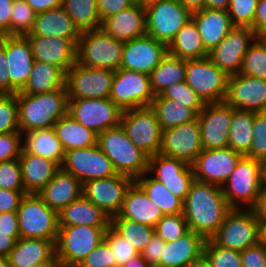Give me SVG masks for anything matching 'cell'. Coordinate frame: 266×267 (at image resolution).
Segmentation results:
<instances>
[{
    "mask_svg": "<svg viewBox=\"0 0 266 267\" xmlns=\"http://www.w3.org/2000/svg\"><path fill=\"white\" fill-rule=\"evenodd\" d=\"M149 77L153 94L160 95L170 85L185 81L186 60L168 53Z\"/></svg>",
    "mask_w": 266,
    "mask_h": 267,
    "instance_id": "cell-39",
    "label": "cell"
},
{
    "mask_svg": "<svg viewBox=\"0 0 266 267\" xmlns=\"http://www.w3.org/2000/svg\"><path fill=\"white\" fill-rule=\"evenodd\" d=\"M242 157L229 147L202 150L191 164L195 180L222 186Z\"/></svg>",
    "mask_w": 266,
    "mask_h": 267,
    "instance_id": "cell-19",
    "label": "cell"
},
{
    "mask_svg": "<svg viewBox=\"0 0 266 267\" xmlns=\"http://www.w3.org/2000/svg\"><path fill=\"white\" fill-rule=\"evenodd\" d=\"M253 30L258 36L266 31V0H258Z\"/></svg>",
    "mask_w": 266,
    "mask_h": 267,
    "instance_id": "cell-64",
    "label": "cell"
},
{
    "mask_svg": "<svg viewBox=\"0 0 266 267\" xmlns=\"http://www.w3.org/2000/svg\"><path fill=\"white\" fill-rule=\"evenodd\" d=\"M258 0H230L229 16L234 26L253 29Z\"/></svg>",
    "mask_w": 266,
    "mask_h": 267,
    "instance_id": "cell-51",
    "label": "cell"
},
{
    "mask_svg": "<svg viewBox=\"0 0 266 267\" xmlns=\"http://www.w3.org/2000/svg\"><path fill=\"white\" fill-rule=\"evenodd\" d=\"M60 168L83 183L117 174L112 161L96 144L87 148L67 150Z\"/></svg>",
    "mask_w": 266,
    "mask_h": 267,
    "instance_id": "cell-14",
    "label": "cell"
},
{
    "mask_svg": "<svg viewBox=\"0 0 266 267\" xmlns=\"http://www.w3.org/2000/svg\"><path fill=\"white\" fill-rule=\"evenodd\" d=\"M258 222H266V188H262L255 206L252 208Z\"/></svg>",
    "mask_w": 266,
    "mask_h": 267,
    "instance_id": "cell-66",
    "label": "cell"
},
{
    "mask_svg": "<svg viewBox=\"0 0 266 267\" xmlns=\"http://www.w3.org/2000/svg\"><path fill=\"white\" fill-rule=\"evenodd\" d=\"M203 150L198 118L162 131L160 154L191 165Z\"/></svg>",
    "mask_w": 266,
    "mask_h": 267,
    "instance_id": "cell-20",
    "label": "cell"
},
{
    "mask_svg": "<svg viewBox=\"0 0 266 267\" xmlns=\"http://www.w3.org/2000/svg\"><path fill=\"white\" fill-rule=\"evenodd\" d=\"M13 3L14 0H0V36L10 35Z\"/></svg>",
    "mask_w": 266,
    "mask_h": 267,
    "instance_id": "cell-62",
    "label": "cell"
},
{
    "mask_svg": "<svg viewBox=\"0 0 266 267\" xmlns=\"http://www.w3.org/2000/svg\"><path fill=\"white\" fill-rule=\"evenodd\" d=\"M37 13L62 7L63 0H26Z\"/></svg>",
    "mask_w": 266,
    "mask_h": 267,
    "instance_id": "cell-65",
    "label": "cell"
},
{
    "mask_svg": "<svg viewBox=\"0 0 266 267\" xmlns=\"http://www.w3.org/2000/svg\"><path fill=\"white\" fill-rule=\"evenodd\" d=\"M61 267H79V266H61Z\"/></svg>",
    "mask_w": 266,
    "mask_h": 267,
    "instance_id": "cell-78",
    "label": "cell"
},
{
    "mask_svg": "<svg viewBox=\"0 0 266 267\" xmlns=\"http://www.w3.org/2000/svg\"><path fill=\"white\" fill-rule=\"evenodd\" d=\"M55 255L61 266H78L104 239L109 227L58 226Z\"/></svg>",
    "mask_w": 266,
    "mask_h": 267,
    "instance_id": "cell-5",
    "label": "cell"
},
{
    "mask_svg": "<svg viewBox=\"0 0 266 267\" xmlns=\"http://www.w3.org/2000/svg\"><path fill=\"white\" fill-rule=\"evenodd\" d=\"M117 215L120 218L136 221L153 228L164 216L158 205L149 199L136 182L128 189L122 208Z\"/></svg>",
    "mask_w": 266,
    "mask_h": 267,
    "instance_id": "cell-30",
    "label": "cell"
},
{
    "mask_svg": "<svg viewBox=\"0 0 266 267\" xmlns=\"http://www.w3.org/2000/svg\"><path fill=\"white\" fill-rule=\"evenodd\" d=\"M257 37L252 28L235 26L207 57L228 76L236 75L240 73L243 58L251 42Z\"/></svg>",
    "mask_w": 266,
    "mask_h": 267,
    "instance_id": "cell-16",
    "label": "cell"
},
{
    "mask_svg": "<svg viewBox=\"0 0 266 267\" xmlns=\"http://www.w3.org/2000/svg\"><path fill=\"white\" fill-rule=\"evenodd\" d=\"M260 37L266 42V34H262Z\"/></svg>",
    "mask_w": 266,
    "mask_h": 267,
    "instance_id": "cell-77",
    "label": "cell"
},
{
    "mask_svg": "<svg viewBox=\"0 0 266 267\" xmlns=\"http://www.w3.org/2000/svg\"><path fill=\"white\" fill-rule=\"evenodd\" d=\"M189 267H212L208 259L202 255L200 258L195 260Z\"/></svg>",
    "mask_w": 266,
    "mask_h": 267,
    "instance_id": "cell-73",
    "label": "cell"
},
{
    "mask_svg": "<svg viewBox=\"0 0 266 267\" xmlns=\"http://www.w3.org/2000/svg\"><path fill=\"white\" fill-rule=\"evenodd\" d=\"M230 0H204V8L228 10Z\"/></svg>",
    "mask_w": 266,
    "mask_h": 267,
    "instance_id": "cell-68",
    "label": "cell"
},
{
    "mask_svg": "<svg viewBox=\"0 0 266 267\" xmlns=\"http://www.w3.org/2000/svg\"><path fill=\"white\" fill-rule=\"evenodd\" d=\"M119 267H152L141 254L129 259L124 265Z\"/></svg>",
    "mask_w": 266,
    "mask_h": 267,
    "instance_id": "cell-70",
    "label": "cell"
},
{
    "mask_svg": "<svg viewBox=\"0 0 266 267\" xmlns=\"http://www.w3.org/2000/svg\"><path fill=\"white\" fill-rule=\"evenodd\" d=\"M168 53L181 59H201L208 56L193 19L188 21L168 46Z\"/></svg>",
    "mask_w": 266,
    "mask_h": 267,
    "instance_id": "cell-38",
    "label": "cell"
},
{
    "mask_svg": "<svg viewBox=\"0 0 266 267\" xmlns=\"http://www.w3.org/2000/svg\"><path fill=\"white\" fill-rule=\"evenodd\" d=\"M81 32L75 26L74 21L62 8L37 13L35 25L27 36L57 37L78 41Z\"/></svg>",
    "mask_w": 266,
    "mask_h": 267,
    "instance_id": "cell-32",
    "label": "cell"
},
{
    "mask_svg": "<svg viewBox=\"0 0 266 267\" xmlns=\"http://www.w3.org/2000/svg\"><path fill=\"white\" fill-rule=\"evenodd\" d=\"M55 256V243L52 240L19 238L8 255L10 267H31Z\"/></svg>",
    "mask_w": 266,
    "mask_h": 267,
    "instance_id": "cell-34",
    "label": "cell"
},
{
    "mask_svg": "<svg viewBox=\"0 0 266 267\" xmlns=\"http://www.w3.org/2000/svg\"><path fill=\"white\" fill-rule=\"evenodd\" d=\"M31 267H61V265L55 255L50 261H45V262H41L38 264H34Z\"/></svg>",
    "mask_w": 266,
    "mask_h": 267,
    "instance_id": "cell-71",
    "label": "cell"
},
{
    "mask_svg": "<svg viewBox=\"0 0 266 267\" xmlns=\"http://www.w3.org/2000/svg\"><path fill=\"white\" fill-rule=\"evenodd\" d=\"M120 124L129 139L148 157L160 152L162 129L150 106L124 111Z\"/></svg>",
    "mask_w": 266,
    "mask_h": 267,
    "instance_id": "cell-11",
    "label": "cell"
},
{
    "mask_svg": "<svg viewBox=\"0 0 266 267\" xmlns=\"http://www.w3.org/2000/svg\"><path fill=\"white\" fill-rule=\"evenodd\" d=\"M215 244L236 251L259 243V222L252 209H232L210 238Z\"/></svg>",
    "mask_w": 266,
    "mask_h": 267,
    "instance_id": "cell-10",
    "label": "cell"
},
{
    "mask_svg": "<svg viewBox=\"0 0 266 267\" xmlns=\"http://www.w3.org/2000/svg\"><path fill=\"white\" fill-rule=\"evenodd\" d=\"M36 61L53 64L65 73L77 62L78 41L57 37L26 36Z\"/></svg>",
    "mask_w": 266,
    "mask_h": 267,
    "instance_id": "cell-25",
    "label": "cell"
},
{
    "mask_svg": "<svg viewBox=\"0 0 266 267\" xmlns=\"http://www.w3.org/2000/svg\"><path fill=\"white\" fill-rule=\"evenodd\" d=\"M189 231L183 214L164 215L154 228V233L165 242L174 241Z\"/></svg>",
    "mask_w": 266,
    "mask_h": 267,
    "instance_id": "cell-49",
    "label": "cell"
},
{
    "mask_svg": "<svg viewBox=\"0 0 266 267\" xmlns=\"http://www.w3.org/2000/svg\"><path fill=\"white\" fill-rule=\"evenodd\" d=\"M192 19L208 53L215 49L235 27L228 10L204 8L192 13Z\"/></svg>",
    "mask_w": 266,
    "mask_h": 267,
    "instance_id": "cell-26",
    "label": "cell"
},
{
    "mask_svg": "<svg viewBox=\"0 0 266 267\" xmlns=\"http://www.w3.org/2000/svg\"><path fill=\"white\" fill-rule=\"evenodd\" d=\"M203 255L208 259L212 267H242L239 251L221 247L211 239H206Z\"/></svg>",
    "mask_w": 266,
    "mask_h": 267,
    "instance_id": "cell-47",
    "label": "cell"
},
{
    "mask_svg": "<svg viewBox=\"0 0 266 267\" xmlns=\"http://www.w3.org/2000/svg\"><path fill=\"white\" fill-rule=\"evenodd\" d=\"M111 218L83 195L58 212V226L110 227Z\"/></svg>",
    "mask_w": 266,
    "mask_h": 267,
    "instance_id": "cell-33",
    "label": "cell"
},
{
    "mask_svg": "<svg viewBox=\"0 0 266 267\" xmlns=\"http://www.w3.org/2000/svg\"><path fill=\"white\" fill-rule=\"evenodd\" d=\"M0 46L8 62L11 94H16L25 87L35 62L31 44L26 36L3 35L0 36Z\"/></svg>",
    "mask_w": 266,
    "mask_h": 267,
    "instance_id": "cell-21",
    "label": "cell"
},
{
    "mask_svg": "<svg viewBox=\"0 0 266 267\" xmlns=\"http://www.w3.org/2000/svg\"><path fill=\"white\" fill-rule=\"evenodd\" d=\"M242 267H266V247L256 244L240 252Z\"/></svg>",
    "mask_w": 266,
    "mask_h": 267,
    "instance_id": "cell-57",
    "label": "cell"
},
{
    "mask_svg": "<svg viewBox=\"0 0 266 267\" xmlns=\"http://www.w3.org/2000/svg\"><path fill=\"white\" fill-rule=\"evenodd\" d=\"M129 0H97L98 12L101 21L130 7Z\"/></svg>",
    "mask_w": 266,
    "mask_h": 267,
    "instance_id": "cell-60",
    "label": "cell"
},
{
    "mask_svg": "<svg viewBox=\"0 0 266 267\" xmlns=\"http://www.w3.org/2000/svg\"><path fill=\"white\" fill-rule=\"evenodd\" d=\"M252 135V145L245 156L261 161L266 158V115L264 112H254Z\"/></svg>",
    "mask_w": 266,
    "mask_h": 267,
    "instance_id": "cell-53",
    "label": "cell"
},
{
    "mask_svg": "<svg viewBox=\"0 0 266 267\" xmlns=\"http://www.w3.org/2000/svg\"><path fill=\"white\" fill-rule=\"evenodd\" d=\"M20 132L16 94L0 95V134Z\"/></svg>",
    "mask_w": 266,
    "mask_h": 267,
    "instance_id": "cell-50",
    "label": "cell"
},
{
    "mask_svg": "<svg viewBox=\"0 0 266 267\" xmlns=\"http://www.w3.org/2000/svg\"><path fill=\"white\" fill-rule=\"evenodd\" d=\"M0 267H10L8 257L0 255Z\"/></svg>",
    "mask_w": 266,
    "mask_h": 267,
    "instance_id": "cell-76",
    "label": "cell"
},
{
    "mask_svg": "<svg viewBox=\"0 0 266 267\" xmlns=\"http://www.w3.org/2000/svg\"><path fill=\"white\" fill-rule=\"evenodd\" d=\"M254 112L236 110L232 107L228 147L245 156L252 145Z\"/></svg>",
    "mask_w": 266,
    "mask_h": 267,
    "instance_id": "cell-41",
    "label": "cell"
},
{
    "mask_svg": "<svg viewBox=\"0 0 266 267\" xmlns=\"http://www.w3.org/2000/svg\"><path fill=\"white\" fill-rule=\"evenodd\" d=\"M18 159L26 194H38L60 169L55 161L31 154L24 149Z\"/></svg>",
    "mask_w": 266,
    "mask_h": 267,
    "instance_id": "cell-31",
    "label": "cell"
},
{
    "mask_svg": "<svg viewBox=\"0 0 266 267\" xmlns=\"http://www.w3.org/2000/svg\"><path fill=\"white\" fill-rule=\"evenodd\" d=\"M53 129L64 151L87 148L97 144V134L77 122L68 113L55 123Z\"/></svg>",
    "mask_w": 266,
    "mask_h": 267,
    "instance_id": "cell-36",
    "label": "cell"
},
{
    "mask_svg": "<svg viewBox=\"0 0 266 267\" xmlns=\"http://www.w3.org/2000/svg\"><path fill=\"white\" fill-rule=\"evenodd\" d=\"M11 14L10 36H27L31 33L37 12H35L26 0H14Z\"/></svg>",
    "mask_w": 266,
    "mask_h": 267,
    "instance_id": "cell-46",
    "label": "cell"
},
{
    "mask_svg": "<svg viewBox=\"0 0 266 267\" xmlns=\"http://www.w3.org/2000/svg\"><path fill=\"white\" fill-rule=\"evenodd\" d=\"M155 98H169L176 102L193 109L197 114L204 108L205 103L196 92L184 81L167 87L160 95Z\"/></svg>",
    "mask_w": 266,
    "mask_h": 267,
    "instance_id": "cell-48",
    "label": "cell"
},
{
    "mask_svg": "<svg viewBox=\"0 0 266 267\" xmlns=\"http://www.w3.org/2000/svg\"><path fill=\"white\" fill-rule=\"evenodd\" d=\"M0 189L25 190L19 159L0 162Z\"/></svg>",
    "mask_w": 266,
    "mask_h": 267,
    "instance_id": "cell-54",
    "label": "cell"
},
{
    "mask_svg": "<svg viewBox=\"0 0 266 267\" xmlns=\"http://www.w3.org/2000/svg\"><path fill=\"white\" fill-rule=\"evenodd\" d=\"M260 174L262 188H266V158L260 161Z\"/></svg>",
    "mask_w": 266,
    "mask_h": 267,
    "instance_id": "cell-74",
    "label": "cell"
},
{
    "mask_svg": "<svg viewBox=\"0 0 266 267\" xmlns=\"http://www.w3.org/2000/svg\"><path fill=\"white\" fill-rule=\"evenodd\" d=\"M83 184L61 168L38 193L43 201L57 213L82 196Z\"/></svg>",
    "mask_w": 266,
    "mask_h": 267,
    "instance_id": "cell-29",
    "label": "cell"
},
{
    "mask_svg": "<svg viewBox=\"0 0 266 267\" xmlns=\"http://www.w3.org/2000/svg\"><path fill=\"white\" fill-rule=\"evenodd\" d=\"M191 13L204 9V0H178Z\"/></svg>",
    "mask_w": 266,
    "mask_h": 267,
    "instance_id": "cell-69",
    "label": "cell"
},
{
    "mask_svg": "<svg viewBox=\"0 0 266 267\" xmlns=\"http://www.w3.org/2000/svg\"><path fill=\"white\" fill-rule=\"evenodd\" d=\"M62 8L80 32L101 28L97 0H63Z\"/></svg>",
    "mask_w": 266,
    "mask_h": 267,
    "instance_id": "cell-43",
    "label": "cell"
},
{
    "mask_svg": "<svg viewBox=\"0 0 266 267\" xmlns=\"http://www.w3.org/2000/svg\"><path fill=\"white\" fill-rule=\"evenodd\" d=\"M115 71L90 68L75 63L67 72L65 86L68 99L109 98Z\"/></svg>",
    "mask_w": 266,
    "mask_h": 267,
    "instance_id": "cell-12",
    "label": "cell"
},
{
    "mask_svg": "<svg viewBox=\"0 0 266 267\" xmlns=\"http://www.w3.org/2000/svg\"><path fill=\"white\" fill-rule=\"evenodd\" d=\"M23 134L8 132L0 134V162L18 159L23 149Z\"/></svg>",
    "mask_w": 266,
    "mask_h": 267,
    "instance_id": "cell-56",
    "label": "cell"
},
{
    "mask_svg": "<svg viewBox=\"0 0 266 267\" xmlns=\"http://www.w3.org/2000/svg\"><path fill=\"white\" fill-rule=\"evenodd\" d=\"M109 99L123 112L151 106L155 95L149 75L122 68L116 70Z\"/></svg>",
    "mask_w": 266,
    "mask_h": 267,
    "instance_id": "cell-13",
    "label": "cell"
},
{
    "mask_svg": "<svg viewBox=\"0 0 266 267\" xmlns=\"http://www.w3.org/2000/svg\"><path fill=\"white\" fill-rule=\"evenodd\" d=\"M131 6H138L142 8H146L149 4V0H129Z\"/></svg>",
    "mask_w": 266,
    "mask_h": 267,
    "instance_id": "cell-75",
    "label": "cell"
},
{
    "mask_svg": "<svg viewBox=\"0 0 266 267\" xmlns=\"http://www.w3.org/2000/svg\"><path fill=\"white\" fill-rule=\"evenodd\" d=\"M24 138L26 152L51 159L61 166L65 151L53 128L27 132Z\"/></svg>",
    "mask_w": 266,
    "mask_h": 267,
    "instance_id": "cell-37",
    "label": "cell"
},
{
    "mask_svg": "<svg viewBox=\"0 0 266 267\" xmlns=\"http://www.w3.org/2000/svg\"><path fill=\"white\" fill-rule=\"evenodd\" d=\"M25 195V190L0 189V213L17 212Z\"/></svg>",
    "mask_w": 266,
    "mask_h": 267,
    "instance_id": "cell-59",
    "label": "cell"
},
{
    "mask_svg": "<svg viewBox=\"0 0 266 267\" xmlns=\"http://www.w3.org/2000/svg\"><path fill=\"white\" fill-rule=\"evenodd\" d=\"M104 240L109 244L116 260V267L124 265L139 253L126 239L119 235L111 226L105 231Z\"/></svg>",
    "mask_w": 266,
    "mask_h": 267,
    "instance_id": "cell-52",
    "label": "cell"
},
{
    "mask_svg": "<svg viewBox=\"0 0 266 267\" xmlns=\"http://www.w3.org/2000/svg\"><path fill=\"white\" fill-rule=\"evenodd\" d=\"M101 29L118 41L126 42L146 35V10L130 6L105 18Z\"/></svg>",
    "mask_w": 266,
    "mask_h": 267,
    "instance_id": "cell-28",
    "label": "cell"
},
{
    "mask_svg": "<svg viewBox=\"0 0 266 267\" xmlns=\"http://www.w3.org/2000/svg\"><path fill=\"white\" fill-rule=\"evenodd\" d=\"M68 100V114L97 135L120 125L123 111L109 98Z\"/></svg>",
    "mask_w": 266,
    "mask_h": 267,
    "instance_id": "cell-15",
    "label": "cell"
},
{
    "mask_svg": "<svg viewBox=\"0 0 266 267\" xmlns=\"http://www.w3.org/2000/svg\"><path fill=\"white\" fill-rule=\"evenodd\" d=\"M165 245L166 242L154 233L150 239V242L140 254L152 267H157L160 263Z\"/></svg>",
    "mask_w": 266,
    "mask_h": 267,
    "instance_id": "cell-58",
    "label": "cell"
},
{
    "mask_svg": "<svg viewBox=\"0 0 266 267\" xmlns=\"http://www.w3.org/2000/svg\"><path fill=\"white\" fill-rule=\"evenodd\" d=\"M135 182L129 176L116 174L83 183L82 195L111 217L117 215L128 189Z\"/></svg>",
    "mask_w": 266,
    "mask_h": 267,
    "instance_id": "cell-17",
    "label": "cell"
},
{
    "mask_svg": "<svg viewBox=\"0 0 266 267\" xmlns=\"http://www.w3.org/2000/svg\"><path fill=\"white\" fill-rule=\"evenodd\" d=\"M145 10L147 35L167 46L192 19V13L178 0H155Z\"/></svg>",
    "mask_w": 266,
    "mask_h": 267,
    "instance_id": "cell-8",
    "label": "cell"
},
{
    "mask_svg": "<svg viewBox=\"0 0 266 267\" xmlns=\"http://www.w3.org/2000/svg\"><path fill=\"white\" fill-rule=\"evenodd\" d=\"M123 46L124 42L116 40L101 28L81 32L77 44V63L90 68L119 70Z\"/></svg>",
    "mask_w": 266,
    "mask_h": 267,
    "instance_id": "cell-4",
    "label": "cell"
},
{
    "mask_svg": "<svg viewBox=\"0 0 266 267\" xmlns=\"http://www.w3.org/2000/svg\"><path fill=\"white\" fill-rule=\"evenodd\" d=\"M232 210L219 185L195 180L183 201L189 230L210 239Z\"/></svg>",
    "mask_w": 266,
    "mask_h": 267,
    "instance_id": "cell-1",
    "label": "cell"
},
{
    "mask_svg": "<svg viewBox=\"0 0 266 267\" xmlns=\"http://www.w3.org/2000/svg\"><path fill=\"white\" fill-rule=\"evenodd\" d=\"M0 232L10 233L16 241L20 238L17 212L0 213Z\"/></svg>",
    "mask_w": 266,
    "mask_h": 267,
    "instance_id": "cell-61",
    "label": "cell"
},
{
    "mask_svg": "<svg viewBox=\"0 0 266 267\" xmlns=\"http://www.w3.org/2000/svg\"><path fill=\"white\" fill-rule=\"evenodd\" d=\"M147 172L135 182L145 191L149 199L158 205L164 215L183 213V201L173 195L165 185L153 178H147Z\"/></svg>",
    "mask_w": 266,
    "mask_h": 267,
    "instance_id": "cell-42",
    "label": "cell"
},
{
    "mask_svg": "<svg viewBox=\"0 0 266 267\" xmlns=\"http://www.w3.org/2000/svg\"><path fill=\"white\" fill-rule=\"evenodd\" d=\"M259 244L266 247V222H259Z\"/></svg>",
    "mask_w": 266,
    "mask_h": 267,
    "instance_id": "cell-72",
    "label": "cell"
},
{
    "mask_svg": "<svg viewBox=\"0 0 266 267\" xmlns=\"http://www.w3.org/2000/svg\"><path fill=\"white\" fill-rule=\"evenodd\" d=\"M97 145L112 161L117 174L136 180L147 172L149 157L129 139L121 124L97 135Z\"/></svg>",
    "mask_w": 266,
    "mask_h": 267,
    "instance_id": "cell-3",
    "label": "cell"
},
{
    "mask_svg": "<svg viewBox=\"0 0 266 267\" xmlns=\"http://www.w3.org/2000/svg\"><path fill=\"white\" fill-rule=\"evenodd\" d=\"M110 226L140 254L150 242L154 228L140 224L136 221L120 218L118 215L111 217Z\"/></svg>",
    "mask_w": 266,
    "mask_h": 267,
    "instance_id": "cell-44",
    "label": "cell"
},
{
    "mask_svg": "<svg viewBox=\"0 0 266 267\" xmlns=\"http://www.w3.org/2000/svg\"><path fill=\"white\" fill-rule=\"evenodd\" d=\"M154 172L155 175L152 178L165 185L173 195L182 201L185 200L195 181L191 165L160 153L149 157L148 160L147 173L153 174Z\"/></svg>",
    "mask_w": 266,
    "mask_h": 267,
    "instance_id": "cell-18",
    "label": "cell"
},
{
    "mask_svg": "<svg viewBox=\"0 0 266 267\" xmlns=\"http://www.w3.org/2000/svg\"><path fill=\"white\" fill-rule=\"evenodd\" d=\"M150 107L156 113L162 131L198 118L193 109L169 98H155Z\"/></svg>",
    "mask_w": 266,
    "mask_h": 267,
    "instance_id": "cell-40",
    "label": "cell"
},
{
    "mask_svg": "<svg viewBox=\"0 0 266 267\" xmlns=\"http://www.w3.org/2000/svg\"><path fill=\"white\" fill-rule=\"evenodd\" d=\"M185 82L205 104L225 102L229 76L208 57L186 60Z\"/></svg>",
    "mask_w": 266,
    "mask_h": 267,
    "instance_id": "cell-9",
    "label": "cell"
},
{
    "mask_svg": "<svg viewBox=\"0 0 266 267\" xmlns=\"http://www.w3.org/2000/svg\"><path fill=\"white\" fill-rule=\"evenodd\" d=\"M16 240L10 236V233L0 232V255L8 257L14 248Z\"/></svg>",
    "mask_w": 266,
    "mask_h": 267,
    "instance_id": "cell-67",
    "label": "cell"
},
{
    "mask_svg": "<svg viewBox=\"0 0 266 267\" xmlns=\"http://www.w3.org/2000/svg\"><path fill=\"white\" fill-rule=\"evenodd\" d=\"M206 239L189 230L174 241L166 242L157 267H189L203 255Z\"/></svg>",
    "mask_w": 266,
    "mask_h": 267,
    "instance_id": "cell-27",
    "label": "cell"
},
{
    "mask_svg": "<svg viewBox=\"0 0 266 267\" xmlns=\"http://www.w3.org/2000/svg\"><path fill=\"white\" fill-rule=\"evenodd\" d=\"M7 63L5 51L0 46V95L11 94V82L6 68Z\"/></svg>",
    "mask_w": 266,
    "mask_h": 267,
    "instance_id": "cell-63",
    "label": "cell"
},
{
    "mask_svg": "<svg viewBox=\"0 0 266 267\" xmlns=\"http://www.w3.org/2000/svg\"><path fill=\"white\" fill-rule=\"evenodd\" d=\"M167 54L166 44L146 34L124 42L121 68L150 75Z\"/></svg>",
    "mask_w": 266,
    "mask_h": 267,
    "instance_id": "cell-23",
    "label": "cell"
},
{
    "mask_svg": "<svg viewBox=\"0 0 266 267\" xmlns=\"http://www.w3.org/2000/svg\"><path fill=\"white\" fill-rule=\"evenodd\" d=\"M221 187L232 209H252L262 190L260 161L243 156Z\"/></svg>",
    "mask_w": 266,
    "mask_h": 267,
    "instance_id": "cell-6",
    "label": "cell"
},
{
    "mask_svg": "<svg viewBox=\"0 0 266 267\" xmlns=\"http://www.w3.org/2000/svg\"><path fill=\"white\" fill-rule=\"evenodd\" d=\"M18 124L24 133L53 128L55 123L68 113L66 86L48 93H16Z\"/></svg>",
    "mask_w": 266,
    "mask_h": 267,
    "instance_id": "cell-2",
    "label": "cell"
},
{
    "mask_svg": "<svg viewBox=\"0 0 266 267\" xmlns=\"http://www.w3.org/2000/svg\"><path fill=\"white\" fill-rule=\"evenodd\" d=\"M232 106L226 102L205 104L198 114L203 150L228 147Z\"/></svg>",
    "mask_w": 266,
    "mask_h": 267,
    "instance_id": "cell-22",
    "label": "cell"
},
{
    "mask_svg": "<svg viewBox=\"0 0 266 267\" xmlns=\"http://www.w3.org/2000/svg\"><path fill=\"white\" fill-rule=\"evenodd\" d=\"M20 238L57 239L58 213L38 194H26L17 210Z\"/></svg>",
    "mask_w": 266,
    "mask_h": 267,
    "instance_id": "cell-7",
    "label": "cell"
},
{
    "mask_svg": "<svg viewBox=\"0 0 266 267\" xmlns=\"http://www.w3.org/2000/svg\"><path fill=\"white\" fill-rule=\"evenodd\" d=\"M66 73L58 66L36 61L25 87L20 91L26 94L48 93L65 86Z\"/></svg>",
    "mask_w": 266,
    "mask_h": 267,
    "instance_id": "cell-35",
    "label": "cell"
},
{
    "mask_svg": "<svg viewBox=\"0 0 266 267\" xmlns=\"http://www.w3.org/2000/svg\"><path fill=\"white\" fill-rule=\"evenodd\" d=\"M241 74L266 80V42L258 36L243 58Z\"/></svg>",
    "mask_w": 266,
    "mask_h": 267,
    "instance_id": "cell-45",
    "label": "cell"
},
{
    "mask_svg": "<svg viewBox=\"0 0 266 267\" xmlns=\"http://www.w3.org/2000/svg\"><path fill=\"white\" fill-rule=\"evenodd\" d=\"M225 102L236 110L263 112L266 108V80L241 73L229 76Z\"/></svg>",
    "mask_w": 266,
    "mask_h": 267,
    "instance_id": "cell-24",
    "label": "cell"
},
{
    "mask_svg": "<svg viewBox=\"0 0 266 267\" xmlns=\"http://www.w3.org/2000/svg\"><path fill=\"white\" fill-rule=\"evenodd\" d=\"M79 267H116L109 244L103 239L78 265Z\"/></svg>",
    "mask_w": 266,
    "mask_h": 267,
    "instance_id": "cell-55",
    "label": "cell"
}]
</instances>
